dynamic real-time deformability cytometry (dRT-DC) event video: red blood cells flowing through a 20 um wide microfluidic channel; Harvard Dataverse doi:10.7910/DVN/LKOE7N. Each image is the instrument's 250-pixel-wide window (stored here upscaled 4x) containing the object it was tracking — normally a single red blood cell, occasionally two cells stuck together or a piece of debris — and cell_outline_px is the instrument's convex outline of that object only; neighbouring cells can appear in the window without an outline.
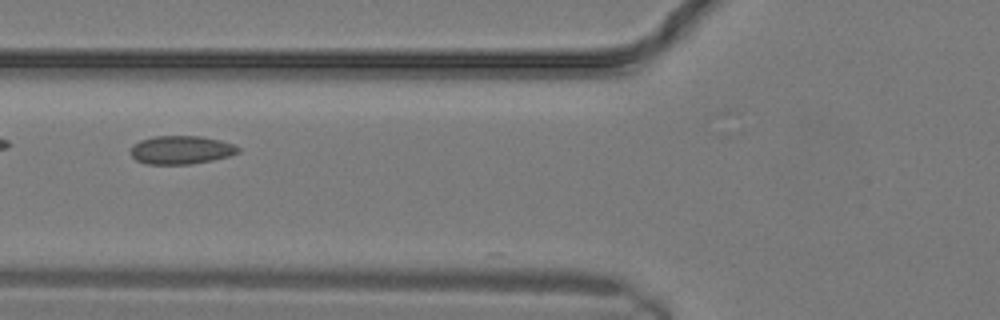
{"species": "common noctule bat (a hibernating species)", "species_latin": "Nyctalus noctula", "temperature_condition": "warm", "stored_images_in_passage": 3, "camera_frame_rate_fps": 3000, "um_per_image_px": 0.085, "animal": {"sex": "male", "body_mass_g": 19.2, "forearm_length_mm": 51.8}, "frame": {"image": 1, "passage_image": 2, "time_ms": 0.333, "image_size_px": [1000, 320], "cell_outline_px": [[240, 152], [228, 156], [212, 160], [192, 164], [144, 164], [136, 160], [132, 156], [132, 144], [140, 140], [152, 136], [200, 136], [220, 140], [232, 144], [240, 148]], "centroid_in_image_um": [15.38, 12.74], "position_along_channel_um": 110.4, "area_um2": 17.8}}